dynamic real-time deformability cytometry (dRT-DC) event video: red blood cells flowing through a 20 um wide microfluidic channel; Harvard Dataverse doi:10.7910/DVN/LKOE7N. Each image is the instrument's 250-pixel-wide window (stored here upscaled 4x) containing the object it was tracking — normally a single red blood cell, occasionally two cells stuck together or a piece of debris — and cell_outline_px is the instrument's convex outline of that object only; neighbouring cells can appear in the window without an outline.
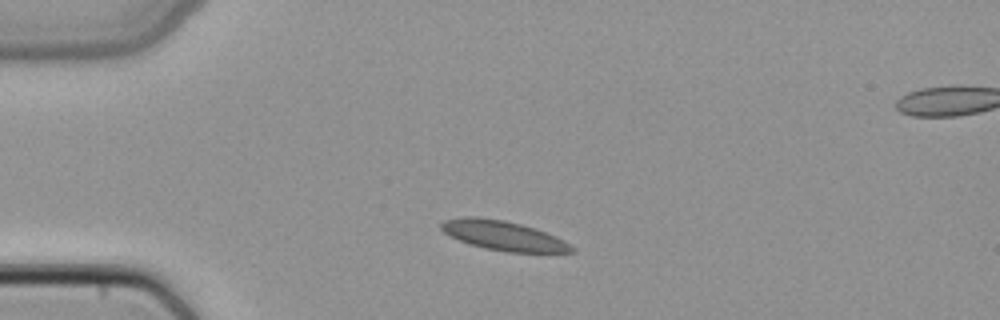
{"species": "common noctule bat (a hibernating species)", "species_latin": "Nyctalus noctula", "temperature_condition": "cold", "stored_images_in_passage": 3, "camera_frame_rate_fps": 3000, "um_per_image_px": 0.085, "animal": {"sex": "female", "body_mass_g": 22.7, "forearm_length_mm": 54.2}, "frame": {"image": 1, "passage_image": 2, "time_ms": 0.333, "image_size_px": [1000, 320], "cell_outline_px": [[576, 252], [508, 252], [484, 248], [460, 240], [444, 232], [440, 228], [440, 224], [444, 220], [464, 216], [476, 216], [504, 220], [536, 228], [556, 236], [564, 240], [576, 248]], "centroid_in_image_um": [42.82, 20.02], "position_along_channel_um": 42.2, "area_um2": 22.43}}